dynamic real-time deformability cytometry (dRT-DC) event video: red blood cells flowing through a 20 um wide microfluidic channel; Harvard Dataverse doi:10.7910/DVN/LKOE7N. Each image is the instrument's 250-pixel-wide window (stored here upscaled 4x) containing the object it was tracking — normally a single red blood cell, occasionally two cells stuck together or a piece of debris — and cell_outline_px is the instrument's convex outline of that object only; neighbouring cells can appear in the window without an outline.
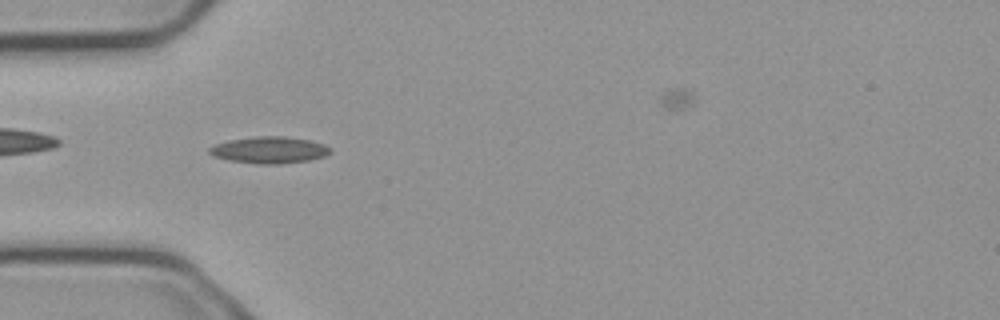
{"species": "common noctule bat (a hibernating species)", "species_latin": "Nyctalus noctula", "temperature_condition": "cold", "stored_images_in_passage": 3, "camera_frame_rate_fps": 3000, "um_per_image_px": 0.085, "animal": {"sex": "male", "body_mass_g": 23.1, "forearm_length_mm": 52.7}, "frame": {"image": 1, "passage_image": 2, "time_ms": 0.333, "image_size_px": [1000, 320], "cell_outline_px": [[332, 152], [324, 156], [308, 160], [280, 164], [260, 164], [228, 160], [212, 156], [208, 152], [208, 148], [216, 144], [228, 140], [256, 136], [284, 136], [308, 140], [324, 144], [332, 148]], "centroid_in_image_um": [22.88, 12.75], "position_along_channel_um": 62.1, "area_um2": 18.84}}
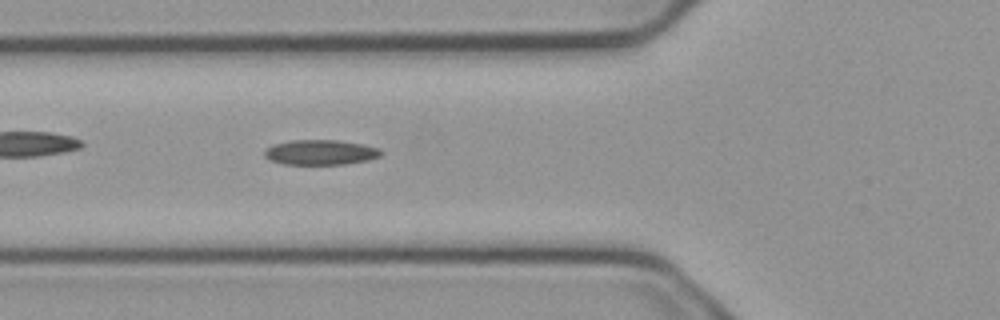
{"frame": {"image": 2, "passage_image": 3, "time_ms": 0.667, "image_size_px": [1000, 320], "cell_outline_px": [[380, 156], [368, 160], [344, 164], [284, 164], [268, 160], [264, 156], [264, 152], [268, 148], [276, 144], [292, 140], [336, 140], [360, 144], [380, 148]], "centroid_in_image_um": [27.22, 12.95], "position_along_channel_um": 98.6, "area_um2": 16.76}}